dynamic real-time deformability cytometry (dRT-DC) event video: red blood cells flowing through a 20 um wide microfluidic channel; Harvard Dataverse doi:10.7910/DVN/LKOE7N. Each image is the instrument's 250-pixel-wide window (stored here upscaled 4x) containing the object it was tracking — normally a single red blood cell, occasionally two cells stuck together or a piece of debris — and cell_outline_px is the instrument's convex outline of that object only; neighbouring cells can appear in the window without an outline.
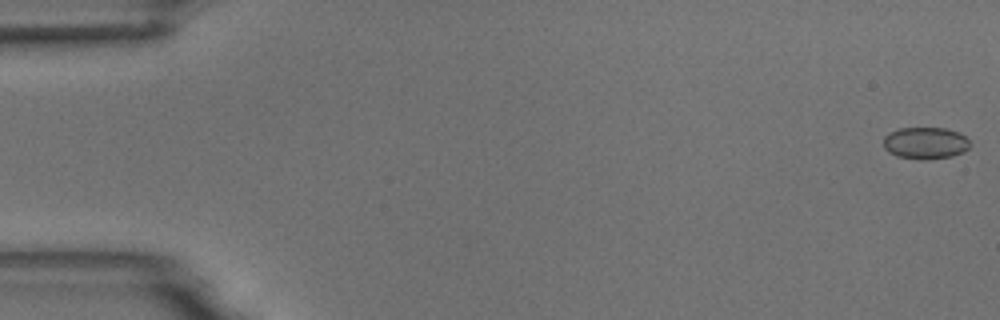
{"species": "common noctule bat (a hibernating species)", "species_latin": "Nyctalus noctula", "temperature_condition": "room temperature", "stored_images_in_passage": 55, "camera_frame_rate_fps": 3000, "um_per_image_px": 0.085, "animal": {"sex": "male", "body_mass_g": 18.8}, "frame": {"image": 1, "passage_image": 1, "time_ms": 0.0, "image_size_px": [1000, 320], "cell_outline_px": [[968, 148], [964, 152], [952, 156], [928, 160], [896, 156], [888, 152], [884, 148], [884, 136], [900, 128], [944, 128], [960, 132], [968, 140]], "centroid_in_image_um": [78.66, 12.16], "position_along_channel_um": 6.3, "area_um2": 16.01}}
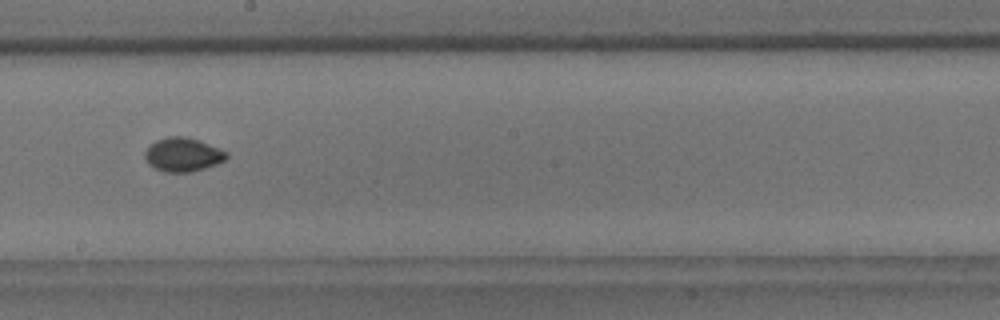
{"frame": {"image": 2, "passage_image": 31, "time_ms": 10.0, "image_size_px": [1000, 320], "cell_outline_px": [[228, 156], [224, 160], [216, 164], [192, 172], [164, 172], [148, 164], [144, 156], [144, 152], [156, 140], [168, 136], [184, 136], [208, 144], [228, 152]], "centroid_in_image_um": [15.53, 13.15], "position_along_channel_um": 232.7, "area_um2": 15.9}}
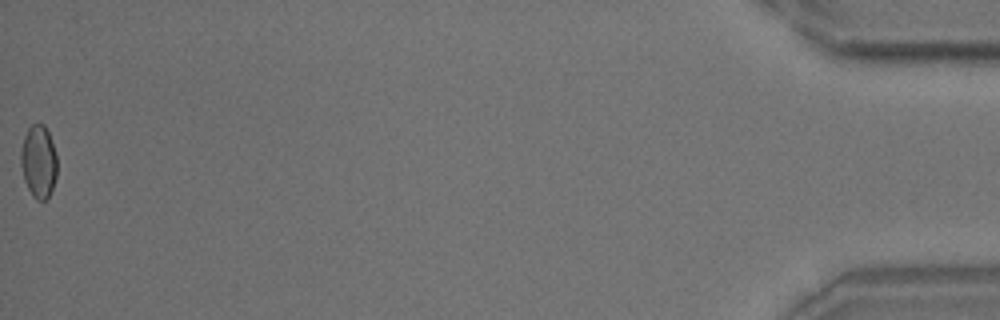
{"frame": {"image": 3, "passage_image": 55, "time_ms": 18.0, "image_size_px": [1000, 320], "cell_outline_px": [[56, 176], [52, 188], [48, 196], [44, 200], [36, 200], [32, 196], [24, 180], [20, 164], [20, 148], [24, 136], [28, 128], [32, 124], [44, 124], [48, 132], [56, 152]], "centroid_in_image_um": [3.26, 13.72], "position_along_channel_um": 431.9, "area_um2": 15.43}, "authors_computed_cell_mechanics": {"area_um2": 15.606, "velocity_mm_per_s": 3.7259, "shape_relaxation_time_tau1_ms": 4.0834, "shape_relaxation_time_tau2_ms": 0.9574, "deformation_change_tau1": 0.0711, "deformation_change_tau2": 0.0293}}